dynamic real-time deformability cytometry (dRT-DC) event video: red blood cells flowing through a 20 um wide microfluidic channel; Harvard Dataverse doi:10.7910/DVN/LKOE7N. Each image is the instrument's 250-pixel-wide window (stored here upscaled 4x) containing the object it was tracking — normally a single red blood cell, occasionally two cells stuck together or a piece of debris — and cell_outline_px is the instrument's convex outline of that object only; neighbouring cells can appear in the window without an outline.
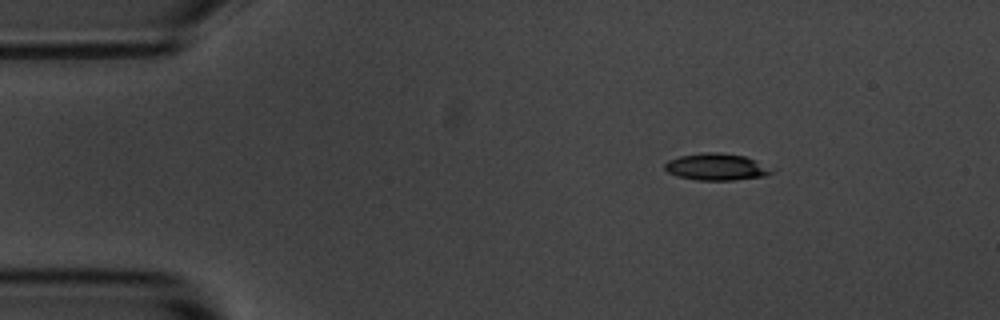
{"species": "common noctule bat (a hibernating species)", "species_latin": "Nyctalus noctula", "temperature_condition": "room temperature", "stored_images_in_passage": 5, "camera_frame_rate_fps": 3000, "um_per_image_px": 0.085, "animal": {"sex": "male", "body_mass_g": 20.1, "forearm_length_mm": 53.5}, "frame": {"image": 1, "passage_image": 2, "time_ms": 1.333, "image_size_px": [1000, 320], "cell_outline_px": [[776, 172], [764, 176], [736, 180], [696, 180], [676, 176], [668, 172], [664, 168], [664, 164], [668, 160], [680, 156], [708, 152], [712, 152], [744, 156], [776, 168]], "centroid_in_image_um": [60.94, 14.2], "position_along_channel_um": 24.1, "area_um2": 16.82}}